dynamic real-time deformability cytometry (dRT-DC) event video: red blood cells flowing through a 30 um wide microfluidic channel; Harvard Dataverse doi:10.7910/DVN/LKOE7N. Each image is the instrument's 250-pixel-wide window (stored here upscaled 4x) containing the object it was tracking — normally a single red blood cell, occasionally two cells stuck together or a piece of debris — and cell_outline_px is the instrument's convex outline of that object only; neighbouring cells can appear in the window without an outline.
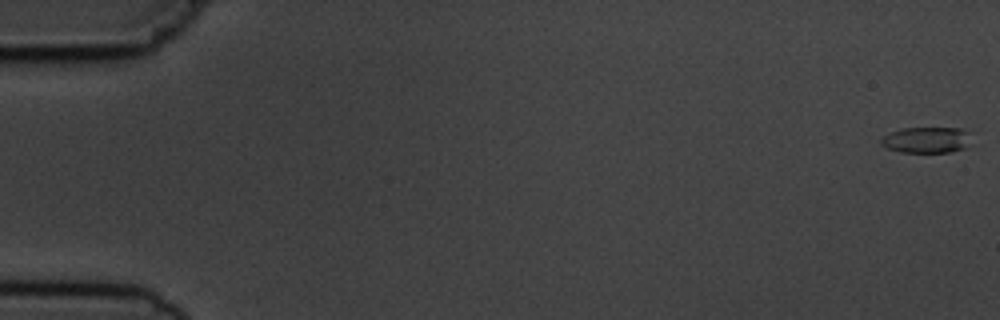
{"species": "common noctule bat (a hibernating species)", "species_latin": "Nyctalus noctula", "temperature_condition": "cold", "stored_images_in_passage": 9, "camera_frame_rate_fps": 3000, "um_per_image_px": 0.085, "animal": {"sex": "male", "body_mass_g": 19.5, "forearm_length_mm": 54.6}, "frame": {"image": 1, "passage_image": 1, "time_ms": 0.0, "image_size_px": [1000, 320], "cell_outline_px": [[968, 148], [952, 152], [900, 152], [888, 148], [880, 144], [880, 140], [884, 136], [892, 132], [904, 128], [960, 128], [968, 132]], "centroid_in_image_um": [78.76, 11.9], "position_along_channel_um": 6.2, "area_um2": 13.58}}
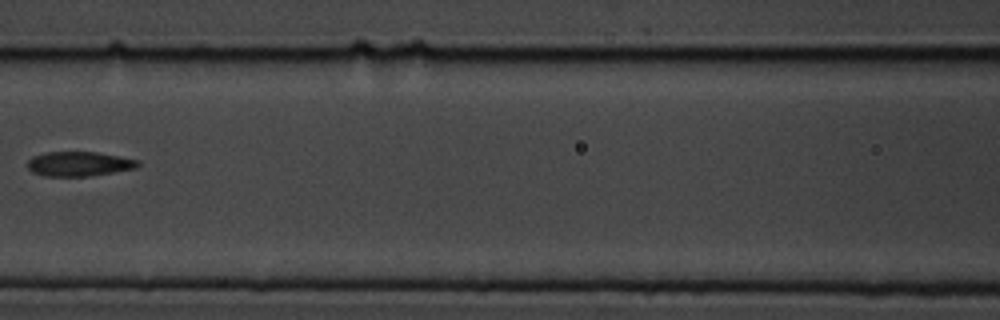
{"frame": {"image": 2, "passage_image": 8, "time_ms": 8.333, "image_size_px": [1000, 320], "cell_outline_px": [[140, 164], [136, 168], [88, 176], [44, 176], [32, 172], [28, 168], [28, 160], [32, 156], [48, 152], [96, 152], [120, 156], [140, 160]], "centroid_in_image_um": [6.72, 13.92], "position_along_channel_um": 159.9, "area_um2": 15.78}}
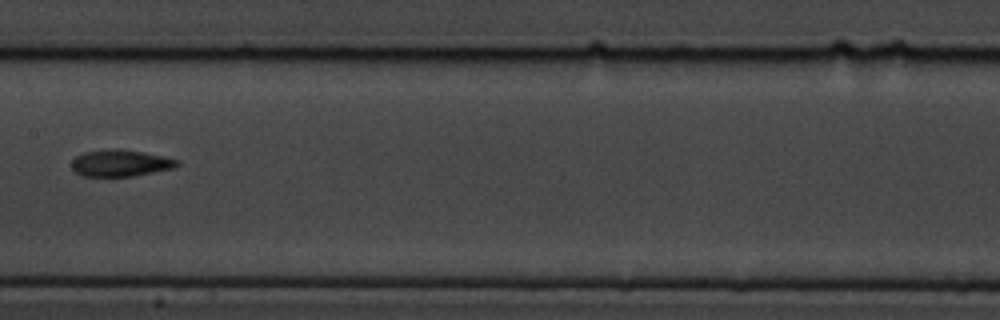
{"frame": {"image": 3, "passage_image": 9, "time_ms": 9.333, "image_size_px": [1000, 320], "cell_outline_px": [[180, 164], [172, 168], [132, 176], [84, 176], [76, 172], [72, 168], [72, 160], [76, 156], [84, 152], [116, 148], [140, 152], [180, 160]], "centroid_in_image_um": [10.21, 13.86], "position_along_channel_um": 197.2, "area_um2": 16.07}}